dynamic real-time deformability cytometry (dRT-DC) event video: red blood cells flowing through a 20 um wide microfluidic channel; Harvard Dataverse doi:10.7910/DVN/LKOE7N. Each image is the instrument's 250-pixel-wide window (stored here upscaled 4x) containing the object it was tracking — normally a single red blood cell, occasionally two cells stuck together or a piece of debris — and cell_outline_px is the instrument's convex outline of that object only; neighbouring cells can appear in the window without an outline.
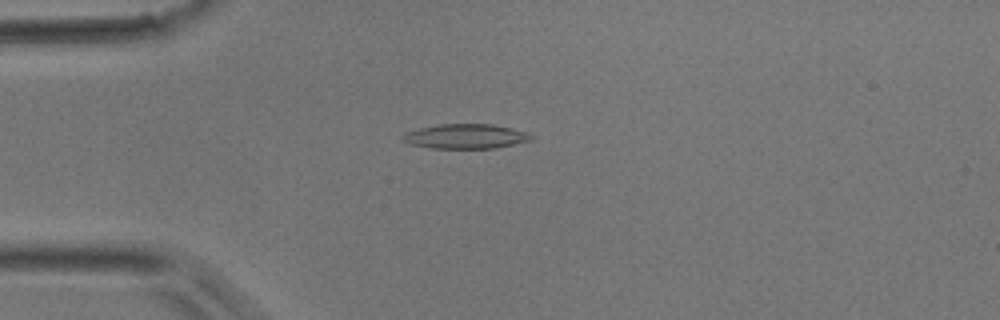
{"species": "common noctule bat (a hibernating species)", "species_latin": "Nyctalus noctula", "temperature_condition": "room temperature", "stored_images_in_passage": 38, "camera_frame_rate_fps": 3000, "um_per_image_px": 0.085, "animal": {"sex": "male", "body_mass_g": 17.9}, "frame": {"image": 1, "passage_image": 5, "time_ms": 1.333, "image_size_px": [1000, 320], "cell_outline_px": [[536, 136], [532, 140], [496, 148], [432, 148], [412, 144], [400, 140], [400, 136], [404, 132], [420, 128], [440, 124], [492, 124], [512, 128]], "centroid_in_image_um": [39.56, 11.59], "position_along_channel_um": 45.4, "area_um2": 18.5}}
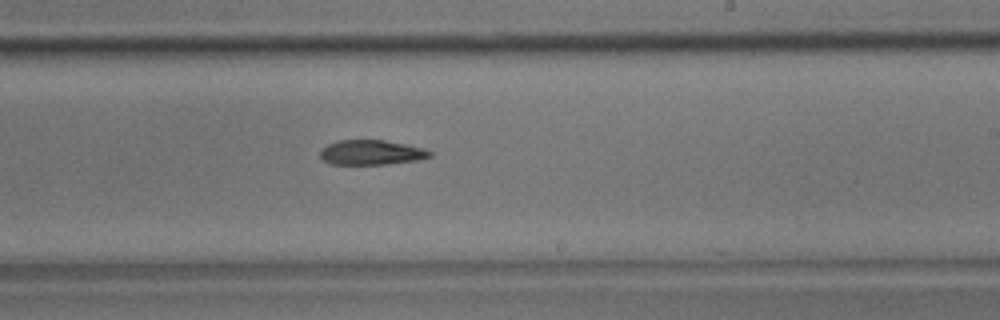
{"frame": {"image": 2, "passage_image": 20, "time_ms": 6.333, "image_size_px": [1000, 320], "cell_outline_px": [[432, 156], [416, 160], [384, 164], [332, 164], [324, 160], [320, 156], [320, 152], [328, 144], [336, 140], [384, 140], [424, 148], [432, 152]], "centroid_in_image_um": [31.56, 12.95], "position_along_channel_um": 257.4, "area_um2": 15.66}}
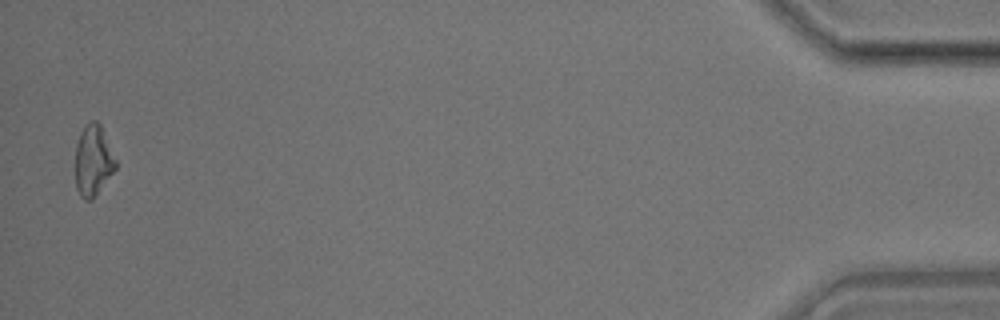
{"frame": {"image": 3, "passage_image": 37, "time_ms": 12.0, "image_size_px": [1000, 320], "cell_outline_px": [[116, 168], [92, 200], [84, 200], [80, 196], [76, 188], [76, 144], [80, 132], [84, 124], [92, 120], [96, 120], [100, 124], [116, 160]], "centroid_in_image_um": [7.9, 13.63], "position_along_channel_um": 427.3, "area_um2": 16.59}}